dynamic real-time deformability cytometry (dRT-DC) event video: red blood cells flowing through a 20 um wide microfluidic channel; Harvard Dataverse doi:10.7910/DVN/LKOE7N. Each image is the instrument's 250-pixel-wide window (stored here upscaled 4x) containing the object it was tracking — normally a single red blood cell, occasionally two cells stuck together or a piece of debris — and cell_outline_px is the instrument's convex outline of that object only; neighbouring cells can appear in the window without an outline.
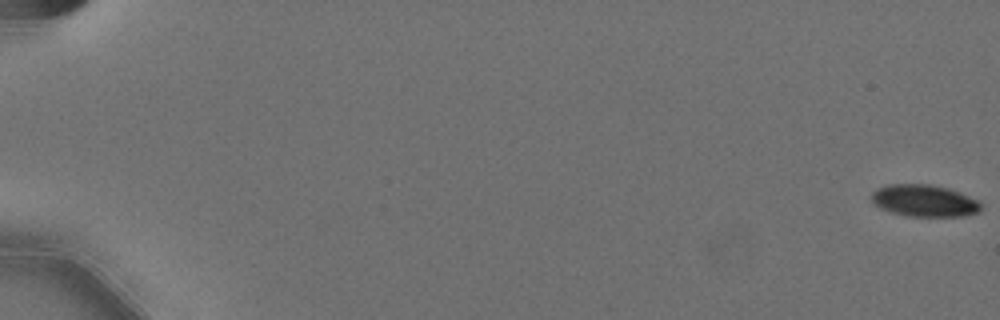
{"species": "Egyptian fruit bat (a non-hibernating species)", "species_latin": "Rousettus aegyptiacus", "temperature_condition": "cold", "stored_images_in_passage": 58, "camera_frame_rate_fps": 3000, "um_per_image_px": 0.085, "animal": {"sex": "female"}, "frame": {"image": 1, "passage_image": 1, "time_ms": 0.0, "image_size_px": [1000, 320], "cell_outline_px": [[980, 208], [976, 212], [960, 216], [908, 216], [892, 212], [876, 204], [872, 200], [872, 192], [876, 188], [888, 184], [928, 184], [948, 188], [976, 200], [980, 204]], "centroid_in_image_um": [78.52, 17.04], "position_along_channel_um": 6.5, "area_um2": 19.83}}
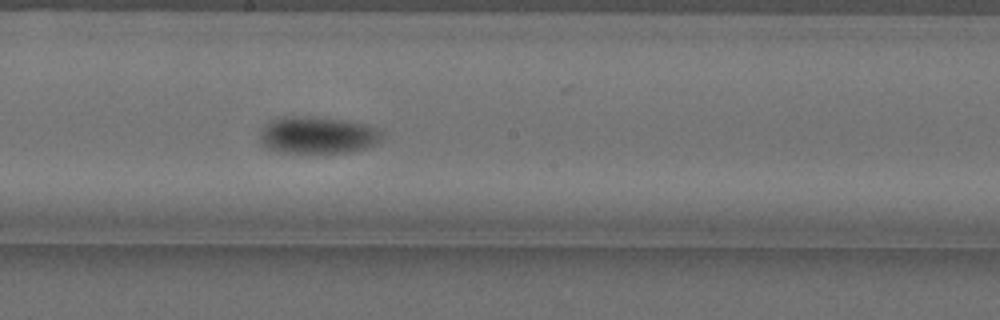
{"frame": {"image": 2, "passage_image": 35, "time_ms": 11.333, "image_size_px": [1000, 320], "cell_outline_px": [[384, 136], [376, 144], [364, 148], [348, 152], [276, 152], [264, 148], [260, 144], [260, 128], [272, 120], [284, 116], [316, 116], [348, 120], [368, 124], [376, 128]], "centroid_in_image_um": [26.96, 11.47], "position_along_channel_um": 221.2, "area_um2": 26.76}}
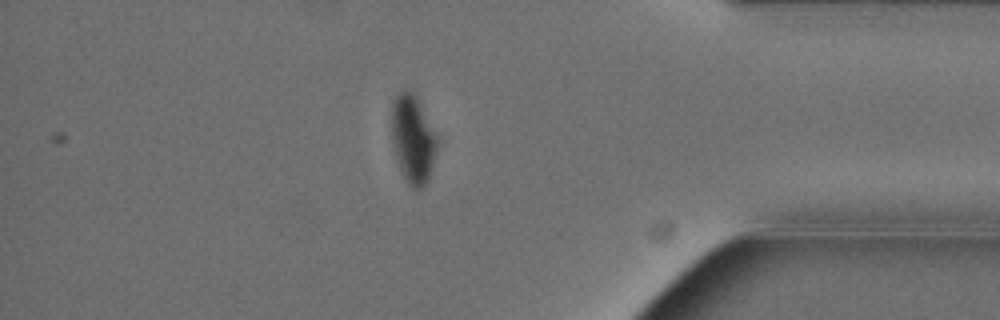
{"frame": {"image": 3, "passage_image": 52, "time_ms": 17.0, "image_size_px": [1000, 320], "cell_outline_px": [[436, 152], [432, 168], [428, 180], [420, 188], [412, 188], [404, 180], [400, 172], [396, 160], [392, 140], [392, 104], [396, 96], [400, 92], [412, 92], [416, 96], [436, 136]], "centroid_in_image_um": [35.07, 11.89], "position_along_channel_um": 400.1, "area_um2": 22.95}}